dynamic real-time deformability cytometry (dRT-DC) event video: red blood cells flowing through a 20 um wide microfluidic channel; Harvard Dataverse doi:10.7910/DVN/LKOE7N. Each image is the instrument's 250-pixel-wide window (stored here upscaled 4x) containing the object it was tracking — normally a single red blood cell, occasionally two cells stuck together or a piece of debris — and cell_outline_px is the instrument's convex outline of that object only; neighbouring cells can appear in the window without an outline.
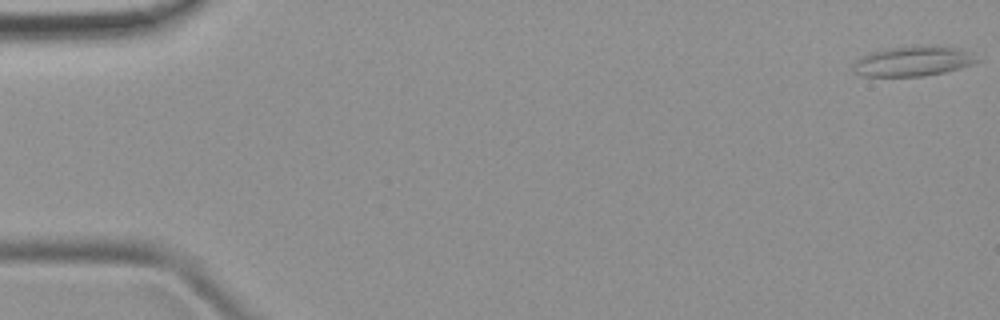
{"species": "common noctule bat (a hibernating species)", "species_latin": "Nyctalus noctula", "temperature_condition": "room temperature", "stored_images_in_passage": 10, "camera_frame_rate_fps": 3000, "um_per_image_px": 0.085, "animal": {"sex": "female", "body_mass_g": 19.9}, "frame": {"image": 1, "passage_image": 1, "time_ms": 0.0, "image_size_px": [1000, 320], "cell_outline_px": [[980, 60], [972, 64], [960, 68], [944, 72], [924, 76], [860, 76], [852, 72], [852, 68], [856, 60], [860, 56], [868, 52], [888, 48], [952, 48], [968, 52]], "centroid_in_image_um": [77.48, 5.25], "position_along_channel_um": 7.5, "area_um2": 20.81}}